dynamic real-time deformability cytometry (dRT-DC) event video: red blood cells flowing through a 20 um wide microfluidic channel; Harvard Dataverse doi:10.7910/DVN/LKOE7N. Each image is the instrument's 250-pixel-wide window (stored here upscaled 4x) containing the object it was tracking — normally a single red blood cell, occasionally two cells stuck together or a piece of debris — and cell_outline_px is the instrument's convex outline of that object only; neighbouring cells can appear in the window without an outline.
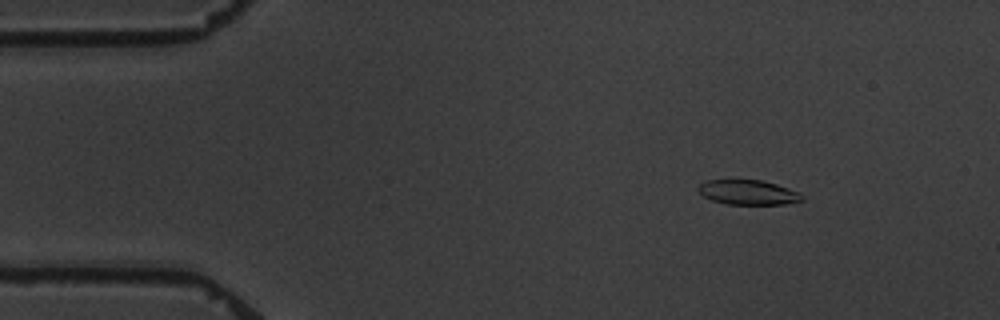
{"species": "common noctule bat (a hibernating species)", "species_latin": "Nyctalus noctula", "temperature_condition": "warm", "stored_images_in_passage": 8, "camera_frame_rate_fps": 3000, "um_per_image_px": 0.085, "animal": {"sex": "male", "body_mass_g": 19.5, "forearm_length_mm": 54.6}, "frame": {"image": 1, "passage_image": 3, "time_ms": 2.333, "image_size_px": [1000, 320], "cell_outline_px": [[804, 200], [784, 204], [728, 204], [712, 200], [704, 196], [696, 188], [700, 184], [708, 180], [760, 180], [776, 184], [800, 192], [804, 196]], "centroid_in_image_um": [63.62, 16.35], "position_along_channel_um": 21.4, "area_um2": 14.85}}
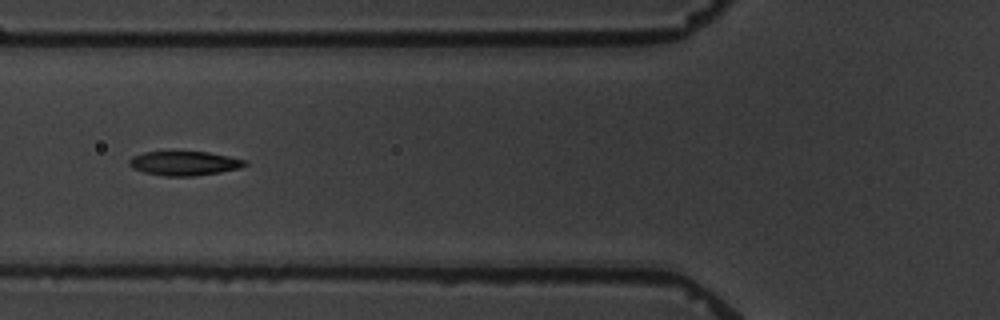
{"frame": {"image": 2, "passage_image": 7, "time_ms": 7.0, "image_size_px": [1000, 320], "cell_outline_px": [[248, 164], [240, 168], [220, 172], [192, 176], [164, 176], [144, 172], [132, 168], [128, 164], [128, 160], [132, 156], [144, 152], [208, 152], [248, 160]], "centroid_in_image_um": [15.67, 13.88], "position_along_channel_um": 110.1, "area_um2": 16.36}}
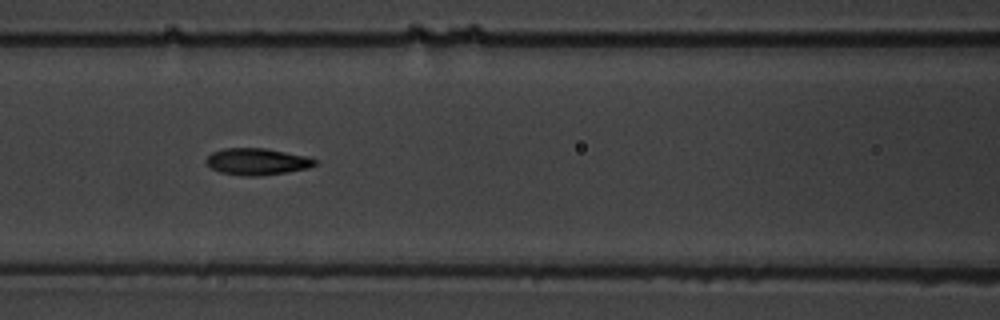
{"frame": {"image": 3, "passage_image": 8, "time_ms": 8.0, "image_size_px": [1000, 320], "cell_outline_px": [[316, 164], [308, 168], [284, 172], [256, 176], [244, 176], [220, 172], [212, 168], [204, 160], [212, 152], [224, 148], [264, 148], [308, 156], [316, 160]], "centroid_in_image_um": [21.83, 13.72], "position_along_channel_um": 144.8, "area_um2": 16.76}}